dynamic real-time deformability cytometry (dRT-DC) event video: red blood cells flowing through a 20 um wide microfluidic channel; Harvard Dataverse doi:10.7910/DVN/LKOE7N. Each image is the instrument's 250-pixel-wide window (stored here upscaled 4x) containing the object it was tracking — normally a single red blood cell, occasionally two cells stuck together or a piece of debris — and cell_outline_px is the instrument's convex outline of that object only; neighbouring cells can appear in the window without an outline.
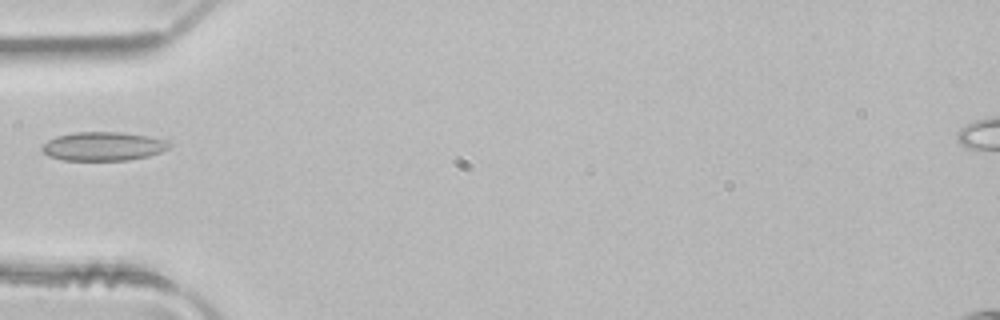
{"species": "common noctule bat (a hibernating species)", "species_latin": "Nyctalus noctula", "temperature_condition": "room temperature", "stored_images_in_passage": 6, "camera_frame_rate_fps": 3000, "um_per_image_px": 0.085, "animal": {"sex": "male", "body_mass_g": 21.5, "forearm_length_mm": 52.0}, "frame": {"image": 1, "passage_image": 5, "time_ms": 1.333, "image_size_px": [1000, 320], "cell_outline_px": [[172, 144], [168, 148], [160, 152], [148, 156], [128, 160], [64, 160], [48, 156], [40, 148], [48, 140], [56, 136], [72, 132], [120, 132], [148, 136], [164, 140]], "centroid_in_image_um": [8.75, 12.43], "position_along_channel_um": 76.3, "area_um2": 21.27}}
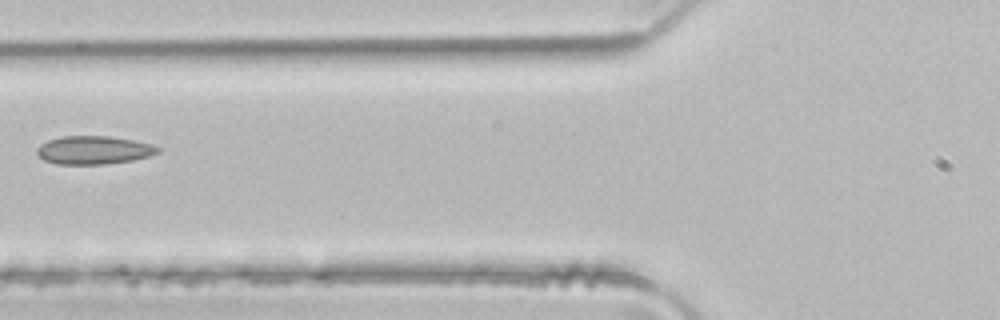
{"frame": {"image": 2, "passage_image": 6, "time_ms": 1.667, "image_size_px": [1000, 320], "cell_outline_px": [[160, 152], [148, 156], [132, 160], [104, 164], [56, 164], [44, 160], [36, 152], [36, 148], [40, 144], [48, 140], [64, 136], [108, 136], [132, 140], [152, 144], [160, 148]], "centroid_in_image_um": [7.95, 12.76], "position_along_channel_um": 117.8, "area_um2": 19.83}}